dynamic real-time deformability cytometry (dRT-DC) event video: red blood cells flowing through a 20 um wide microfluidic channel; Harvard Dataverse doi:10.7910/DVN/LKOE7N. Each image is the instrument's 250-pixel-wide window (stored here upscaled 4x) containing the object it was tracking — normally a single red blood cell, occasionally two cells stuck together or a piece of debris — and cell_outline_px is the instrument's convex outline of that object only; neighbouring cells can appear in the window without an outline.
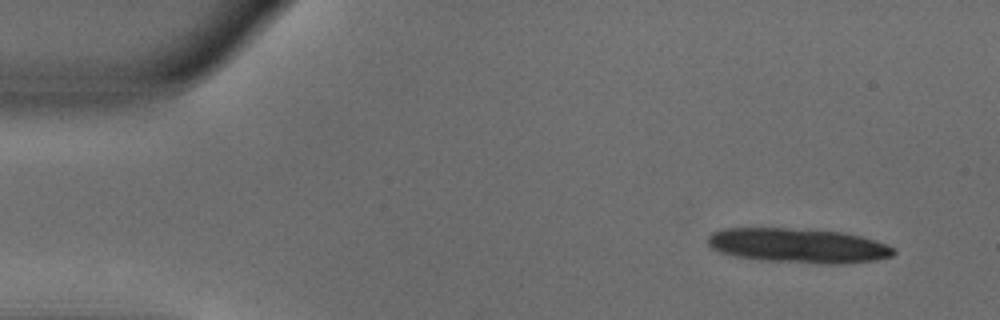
{"species": "common noctule bat (a hibernating species)", "species_latin": "Nyctalus noctula", "temperature_condition": "warm", "stored_images_in_passage": 10, "camera_frame_rate_fps": 3000, "um_per_image_px": 0.085, "animal": {"sex": "male", "body_mass_g": 18.8}, "frame": {"image": 1, "passage_image": 1, "time_ms": 0.0, "image_size_px": [1000, 320], "cell_outline_px": [[896, 252], [892, 256], [876, 260], [844, 264], [820, 264], [760, 260], [736, 256], [720, 252], [712, 248], [708, 244], [708, 236], [712, 232], [724, 228], [784, 228], [844, 232], [876, 240], [896, 248]], "centroid_in_image_um": [67.88, 20.88], "position_along_channel_um": 17.1, "area_um2": 37.69}}